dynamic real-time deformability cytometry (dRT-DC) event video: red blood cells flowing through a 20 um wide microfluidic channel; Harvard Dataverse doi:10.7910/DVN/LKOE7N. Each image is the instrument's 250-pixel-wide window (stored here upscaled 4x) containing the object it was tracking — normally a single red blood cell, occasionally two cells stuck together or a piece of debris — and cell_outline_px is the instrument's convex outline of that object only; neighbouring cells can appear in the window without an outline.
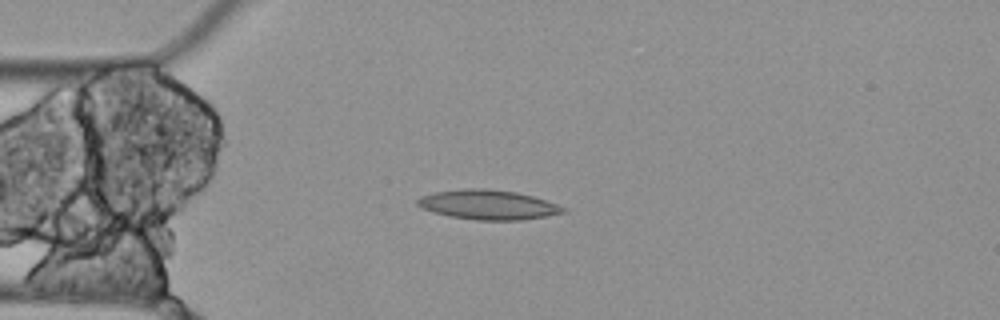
{"species": "Egyptian fruit bat (a non-hibernating species)", "species_latin": "Rousettus aegyptiacus", "temperature_condition": "cold", "stored_images_in_passage": 4, "camera_frame_rate_fps": 3000, "um_per_image_px": 0.085, "animal": {"sex": "female"}, "frame": {"image": 1, "passage_image": 3, "time_ms": 0.667, "image_size_px": [1000, 320], "cell_outline_px": [[568, 212], [520, 220], [476, 220], [452, 216], [432, 212], [416, 204], [416, 200], [420, 196], [436, 192], [464, 188], [484, 188], [516, 192], [532, 196], [568, 208]], "centroid_in_image_um": [41.49, 17.4], "position_along_channel_um": 43.5, "area_um2": 24.97}}